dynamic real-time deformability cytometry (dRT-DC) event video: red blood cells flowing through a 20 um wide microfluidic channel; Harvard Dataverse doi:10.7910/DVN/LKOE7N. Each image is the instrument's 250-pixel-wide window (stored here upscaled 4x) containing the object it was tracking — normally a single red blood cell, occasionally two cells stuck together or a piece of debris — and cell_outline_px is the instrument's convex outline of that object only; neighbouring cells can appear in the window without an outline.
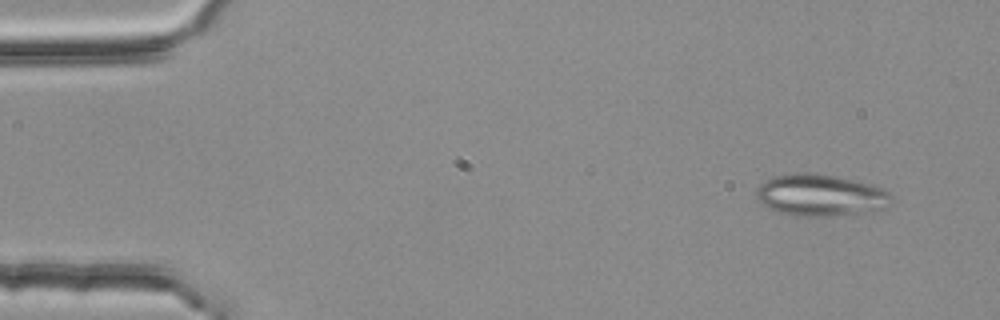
{"species": "common noctule bat (a hibernating species)", "species_latin": "Nyctalus noctula", "temperature_condition": "room temperature", "stored_images_in_passage": 4, "camera_frame_rate_fps": 3000, "um_per_image_px": 0.085, "animal": {"sex": "female", "body_mass_g": 25.1}, "frame": {"image": 1, "passage_image": 2, "time_ms": 0.333, "image_size_px": [1000, 320], "cell_outline_px": [[892, 196], [884, 208], [828, 216], [800, 216], [780, 212], [768, 208], [760, 204], [756, 196], [756, 188], [764, 180], [772, 176], [804, 172], [812, 172], [836, 176], [876, 184], [888, 192]], "centroid_in_image_um": [69.68, 16.56], "position_along_channel_um": 15.3, "area_um2": 32.77}}